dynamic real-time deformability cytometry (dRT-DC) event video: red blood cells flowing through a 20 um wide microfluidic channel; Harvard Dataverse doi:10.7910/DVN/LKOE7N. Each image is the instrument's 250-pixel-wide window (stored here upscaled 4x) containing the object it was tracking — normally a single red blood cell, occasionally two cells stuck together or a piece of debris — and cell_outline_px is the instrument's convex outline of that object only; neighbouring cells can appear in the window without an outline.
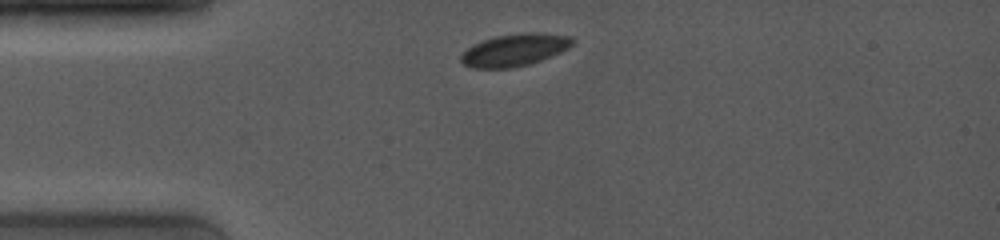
{"species": "common noctule bat (a hibernating species)", "species_latin": "Nyctalus noctula", "temperature_condition": "room temperature", "stored_images_in_passage": 2, "camera_frame_rate_fps": 4000, "um_per_image_px": 0.085, "animal": {"sex": "female", "body_mass_g": 19.0, "forearm_length_mm": 53.3}, "frame": {"image": 1, "passage_image": 1, "time_ms": 0.0, "image_size_px": [1000, 240], "cell_outline_px": [[572, 44], [568, 48], [560, 52], [540, 60], [528, 64], [512, 68], [472, 68], [464, 64], [460, 60], [460, 56], [472, 44], [492, 36], [520, 32], [540, 32], [572, 36]], "centroid_in_image_um": [43.71, 4.22], "position_along_channel_um": 41.3, "area_um2": 21.1}}